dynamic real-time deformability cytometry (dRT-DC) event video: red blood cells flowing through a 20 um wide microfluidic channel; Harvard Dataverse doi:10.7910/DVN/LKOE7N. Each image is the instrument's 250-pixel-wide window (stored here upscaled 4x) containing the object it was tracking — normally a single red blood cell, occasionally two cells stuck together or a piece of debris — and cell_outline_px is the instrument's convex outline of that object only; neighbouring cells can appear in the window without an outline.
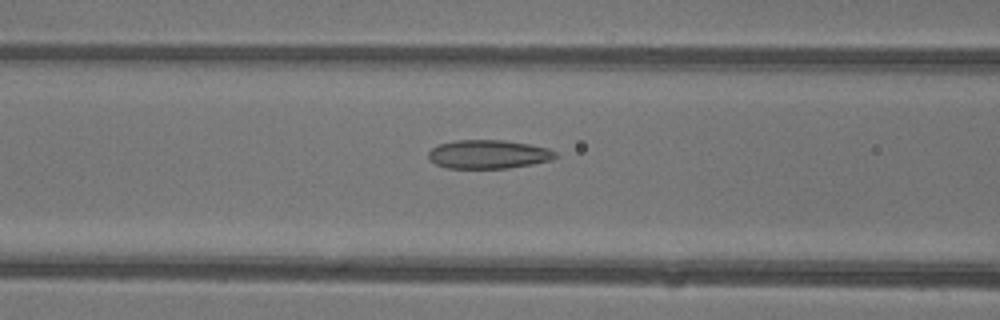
{"species": "common noctule bat (a hibernating species)", "species_latin": "Nyctalus noctula", "temperature_condition": "warm", "stored_images_in_passage": 43, "camera_frame_rate_fps": 3000, "um_per_image_px": 0.085, "animal": {"sex": "female"}, "frame": {"image": 1, "passage_image": 19, "time_ms": 6.0, "image_size_px": [1000, 320], "cell_outline_px": [[556, 156], [548, 160], [532, 164], [508, 168], [448, 168], [436, 164], [428, 160], [428, 152], [432, 148], [440, 144], [456, 140], [504, 140], [528, 144], [548, 148], [556, 152]], "centroid_in_image_um": [41.47, 13.11], "position_along_channel_um": 125.1, "area_um2": 21.1}}
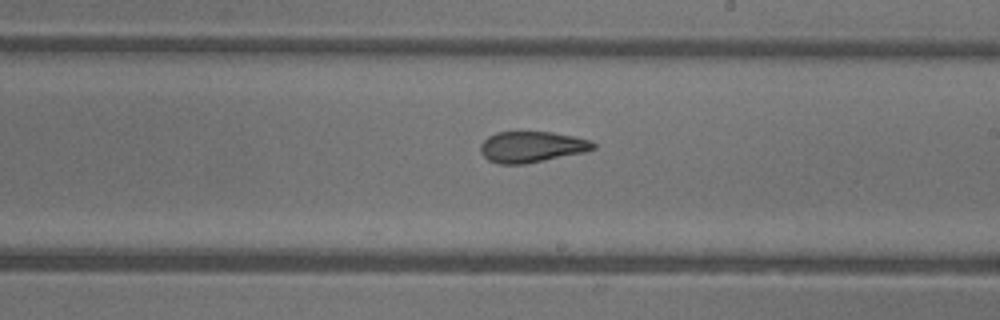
{"frame": {"image": 2, "passage_image": 27, "time_ms": 8.667, "image_size_px": [1000, 320], "cell_outline_px": [[596, 148], [584, 152], [524, 164], [500, 164], [488, 160], [480, 152], [480, 144], [488, 136], [496, 132], [552, 132], [572, 136], [588, 140], [596, 144]], "centroid_in_image_um": [45.16, 12.48], "position_along_channel_um": 243.8, "area_um2": 20.23}}
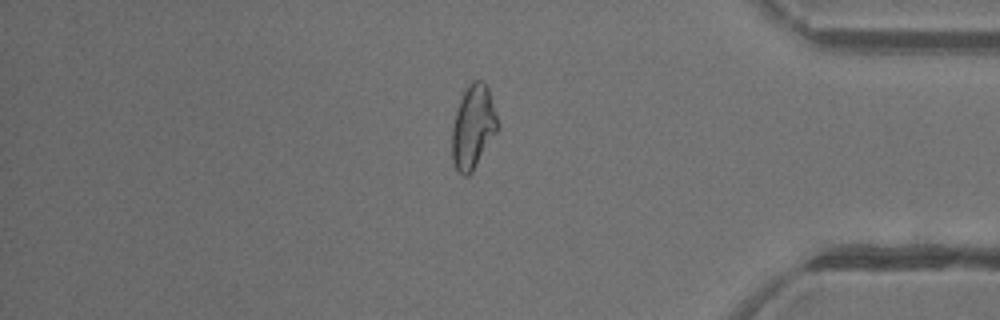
{"frame": {"image": 3, "passage_image": 39, "time_ms": 12.667, "image_size_px": [1000, 320], "cell_outline_px": [[500, 124], [496, 132], [472, 172], [468, 176], [464, 176], [456, 168], [452, 160], [452, 128], [456, 112], [460, 100], [464, 92], [472, 80], [484, 80], [488, 88]], "centroid_in_image_um": [40.22, 10.77], "position_along_channel_um": 395.0, "area_um2": 22.02}}